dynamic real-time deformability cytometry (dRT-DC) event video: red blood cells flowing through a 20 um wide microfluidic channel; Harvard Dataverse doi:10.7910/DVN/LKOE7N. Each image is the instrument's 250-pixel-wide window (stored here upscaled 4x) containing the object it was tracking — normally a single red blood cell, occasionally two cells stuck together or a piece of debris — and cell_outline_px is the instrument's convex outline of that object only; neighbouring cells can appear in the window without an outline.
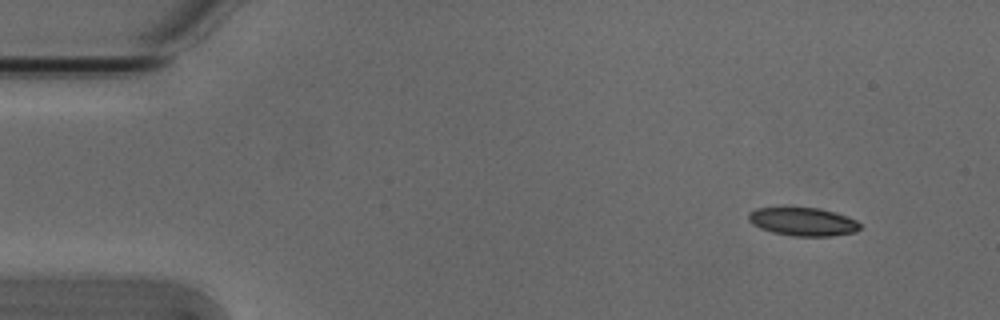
{"species": "Egyptian fruit bat (a non-hibernating species)", "species_latin": "Rousettus aegyptiacus", "temperature_condition": "cold", "stored_images_in_passage": 4, "camera_frame_rate_fps": 3000, "um_per_image_px": 0.085, "animal": {"sex": "male"}, "frame": {"image": 1, "passage_image": 1, "time_ms": 0.0, "image_size_px": [1000, 320], "cell_outline_px": [[860, 228], [856, 232], [832, 236], [792, 236], [772, 232], [760, 228], [752, 224], [748, 220], [748, 212], [756, 208], [820, 208], [836, 212], [848, 216], [856, 220], [860, 224]], "centroid_in_image_um": [68.26, 18.84], "position_along_channel_um": 16.7, "area_um2": 18.5}}